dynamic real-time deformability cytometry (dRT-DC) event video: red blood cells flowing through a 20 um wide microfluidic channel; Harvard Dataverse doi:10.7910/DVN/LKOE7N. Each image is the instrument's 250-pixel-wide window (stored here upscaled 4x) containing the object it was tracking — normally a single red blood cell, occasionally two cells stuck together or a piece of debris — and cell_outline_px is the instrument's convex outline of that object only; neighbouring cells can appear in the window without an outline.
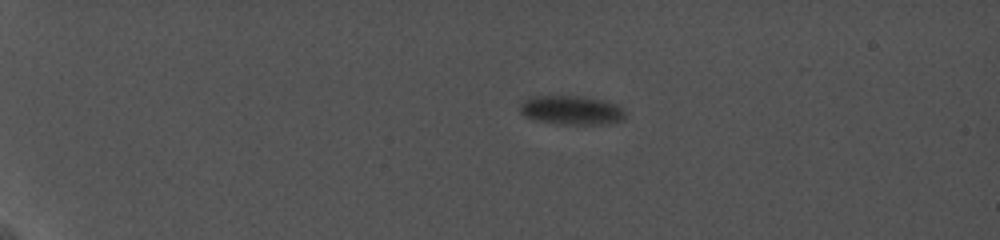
{"species": "common noctule bat (a hibernating species)", "species_latin": "Nyctalus noctula", "temperature_condition": "cold", "stored_images_in_passage": 53, "camera_frame_rate_fps": 5000, "um_per_image_px": 0.085, "animal": {"sex": "female", "body_mass_g": 19.0, "forearm_length_mm": 56.7}, "frame": {"image": 1, "passage_image": 1, "time_ms": 0.0, "image_size_px": [1000, 240], "cell_outline_px": [[624, 120], [604, 124], [564, 124], [540, 120], [524, 116], [520, 112], [520, 104], [528, 96], [580, 96], [600, 100], [616, 104], [624, 108]], "centroid_in_image_um": [48.57, 9.35], "position_along_channel_um": 36.4, "area_um2": 17.63}}
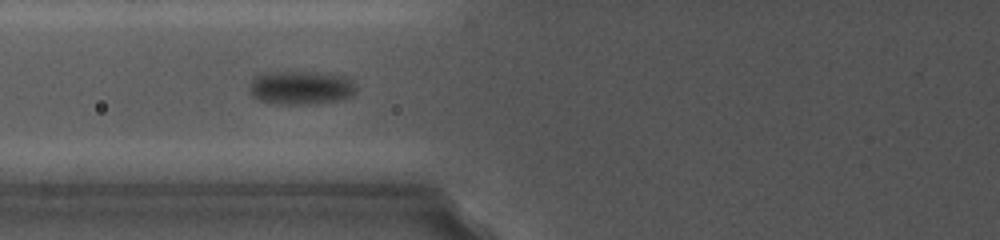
{"frame": {"image": 2, "passage_image": 18, "time_ms": 4.6, "image_size_px": [1000, 240], "cell_outline_px": [[356, 92], [352, 96], [344, 100], [304, 104], [272, 104], [260, 100], [252, 96], [248, 88], [252, 76], [260, 72], [320, 72], [348, 76], [352, 80], [356, 88]], "centroid_in_image_um": [25.56, 7.44], "position_along_channel_um": 100.2, "area_um2": 21.56}}
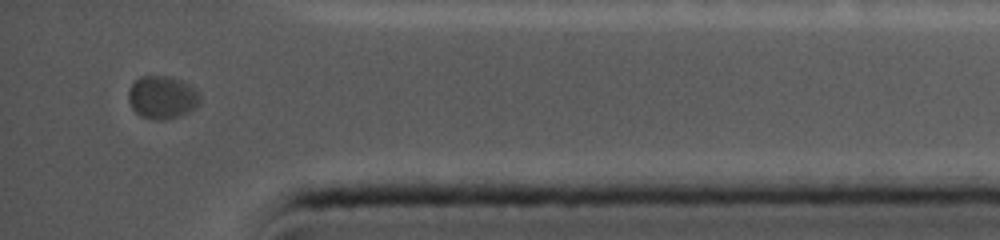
{"frame": {"image": 3, "passage_image": 53, "time_ms": 13.6, "image_size_px": [1000, 240], "cell_outline_px": [[200, 100], [188, 112], [180, 116], [160, 120], [140, 116], [132, 108], [128, 100], [128, 92], [132, 84], [140, 76], [168, 76], [180, 80], [196, 88], [200, 92]], "centroid_in_image_um": [13.78, 8.26], "position_along_channel_um": 421.4, "area_um2": 17.74}}